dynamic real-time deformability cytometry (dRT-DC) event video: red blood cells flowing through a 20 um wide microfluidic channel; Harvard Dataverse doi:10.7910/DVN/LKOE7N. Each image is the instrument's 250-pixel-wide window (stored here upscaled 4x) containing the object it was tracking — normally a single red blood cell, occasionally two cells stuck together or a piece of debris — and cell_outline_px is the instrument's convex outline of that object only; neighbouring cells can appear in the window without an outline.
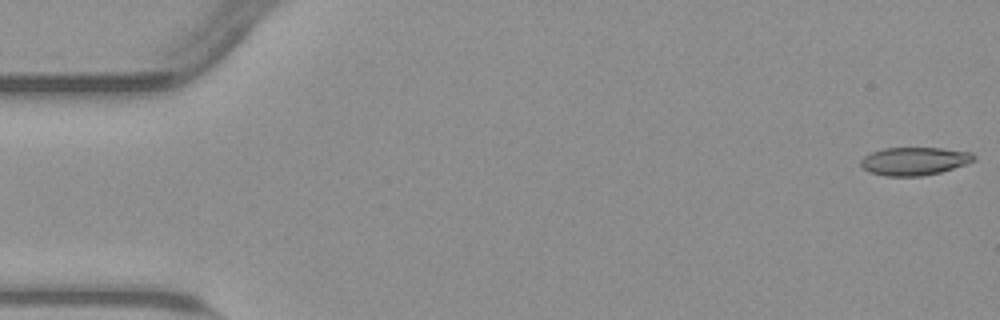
{"species": "common noctule bat (a hibernating species)", "species_latin": "Nyctalus noctula", "temperature_condition": "warm", "stored_images_in_passage": 54, "camera_frame_rate_fps": 3000, "um_per_image_px": 0.085, "animal": {"sex": "male", "body_mass_g": 23.1, "forearm_length_mm": 52.7}, "frame": {"image": 1, "passage_image": 1, "time_ms": 0.0, "image_size_px": [1000, 320], "cell_outline_px": [[976, 160], [940, 172], [920, 176], [884, 176], [868, 172], [860, 164], [860, 160], [864, 156], [872, 152], [884, 148], [940, 148], [972, 152], [976, 156]], "centroid_in_image_um": [77.7, 13.69], "position_along_channel_um": 7.3, "area_um2": 18.44}}
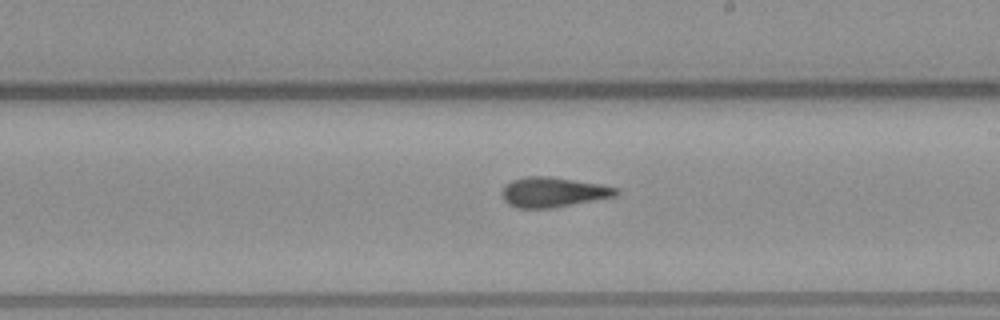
{"frame": {"image": 2, "passage_image": 31, "time_ms": 10.0, "image_size_px": [1000, 320], "cell_outline_px": [[620, 192], [616, 196], [552, 208], [516, 208], [508, 204], [504, 200], [504, 188], [512, 180], [528, 176], [548, 176], [600, 184], [620, 188]], "centroid_in_image_um": [47.07, 16.34], "position_along_channel_um": 241.9, "area_um2": 19.71}}
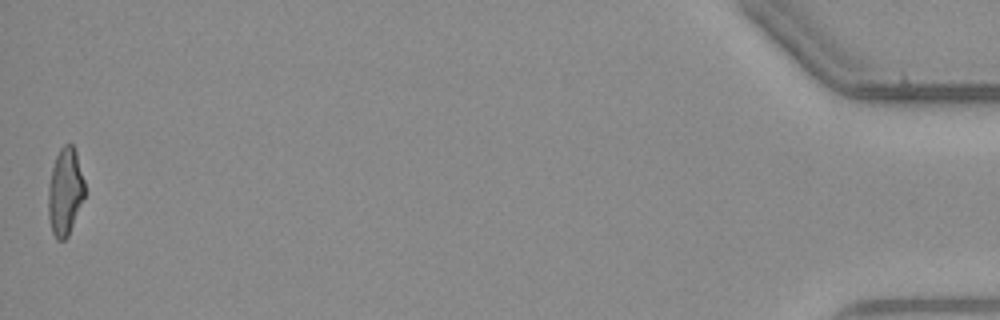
{"frame": {"image": 3, "passage_image": 54, "time_ms": 17.667, "image_size_px": [1000, 320], "cell_outline_px": [[84, 196], [68, 236], [64, 240], [56, 240], [52, 232], [48, 216], [48, 188], [52, 168], [56, 156], [60, 148], [64, 144], [72, 144], [76, 152], [84, 180]], "centroid_in_image_um": [5.52, 16.3], "position_along_channel_um": 429.7, "area_um2": 18.38}, "authors_computed_cell_mechanics": {"area_um2": 19.4208, "velocity_mm_per_s": 3.8093, "shape_relaxation_time_tau1_ms": 8.1245, "shape_relaxation_time_tau2_ms": 2.1452, "deformation_change_tau1": 0.2463, "deformation_change_tau2": 0.1139}}